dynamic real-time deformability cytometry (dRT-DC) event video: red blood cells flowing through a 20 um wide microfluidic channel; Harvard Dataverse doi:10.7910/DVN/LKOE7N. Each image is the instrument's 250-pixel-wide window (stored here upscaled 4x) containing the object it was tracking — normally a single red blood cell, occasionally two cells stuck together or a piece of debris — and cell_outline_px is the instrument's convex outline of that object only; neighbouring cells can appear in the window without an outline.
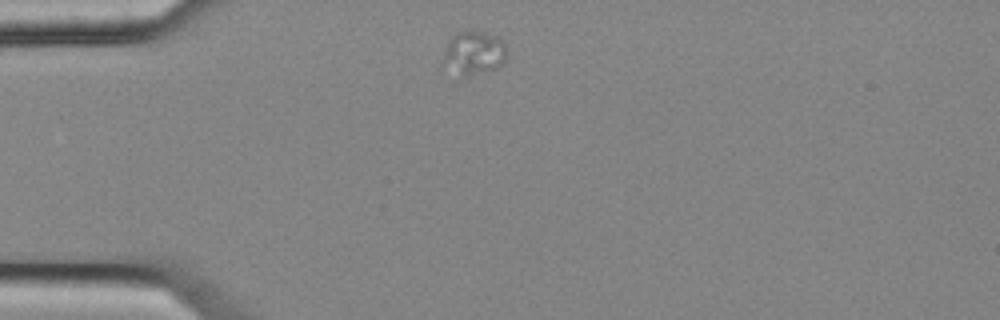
{"species": "common noctule bat (a hibernating species)", "species_latin": "Nyctalus noctula", "temperature_condition": "cold", "stored_images_in_passage": 3, "camera_frame_rate_fps": 3000, "um_per_image_px": 0.085, "animal": {"sex": "female", "body_mass_g": 25.1}, "frame": {"image": 1, "passage_image": 1, "time_ms": 0.0, "image_size_px": [1000, 320], "cell_outline_px": [[508, 56], [504, 64], [496, 68], [464, 76], [444, 60], [444, 52], [452, 36], [460, 32], [472, 28], [496, 36], [504, 40], [508, 48]], "centroid_in_image_um": [40.42, 4.41], "position_along_channel_um": 44.6, "area_um2": 15.9}}
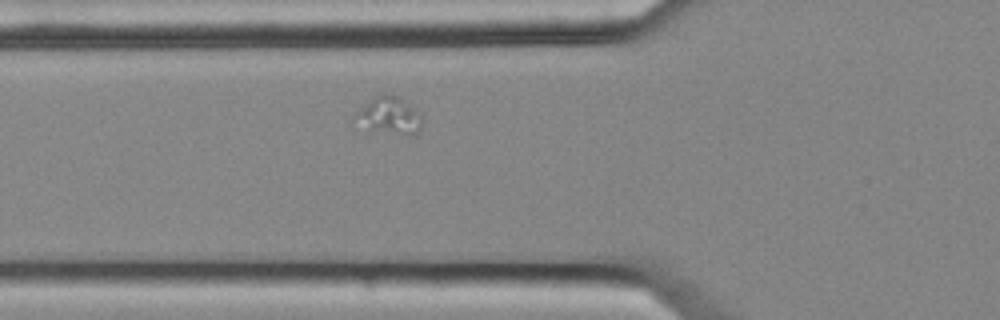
{"frame": {"image": 2, "passage_image": 3, "time_ms": 0.667, "image_size_px": [1000, 320], "cell_outline_px": [[420, 132], [416, 136], [408, 136], [364, 132], [356, 112], [376, 96], [384, 92], [400, 96], [420, 112]], "centroid_in_image_um": [33.13, 9.88], "position_along_channel_um": 92.7, "area_um2": 15.03}}